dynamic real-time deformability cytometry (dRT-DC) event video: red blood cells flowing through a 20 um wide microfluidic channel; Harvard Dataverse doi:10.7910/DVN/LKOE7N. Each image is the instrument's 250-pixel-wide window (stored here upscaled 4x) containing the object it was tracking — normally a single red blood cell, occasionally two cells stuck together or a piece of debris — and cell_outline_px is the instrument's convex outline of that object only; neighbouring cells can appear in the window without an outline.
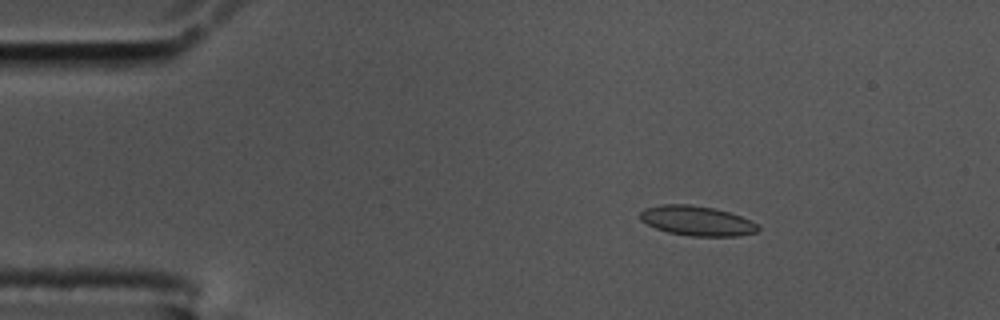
{"species": "common noctule bat (a hibernating species)", "species_latin": "Nyctalus noctula", "temperature_condition": "cold", "stored_images_in_passage": 58, "camera_frame_rate_fps": 3000, "um_per_image_px": 0.085, "animal": {"sex": "male", "body_mass_g": 17.5, "forearm_length_mm": 52.3}, "frame": {"image": 1, "passage_image": 9, "time_ms": 2.667, "image_size_px": [1000, 320], "cell_outline_px": [[760, 228], [756, 232], [736, 236], [692, 236], [668, 232], [656, 228], [640, 220], [640, 212], [644, 208], [660, 204], [688, 204], [712, 208], [728, 212], [740, 216], [756, 224]], "centroid_in_image_um": [59.19, 18.76], "position_along_channel_um": 25.8, "area_um2": 20.23}}
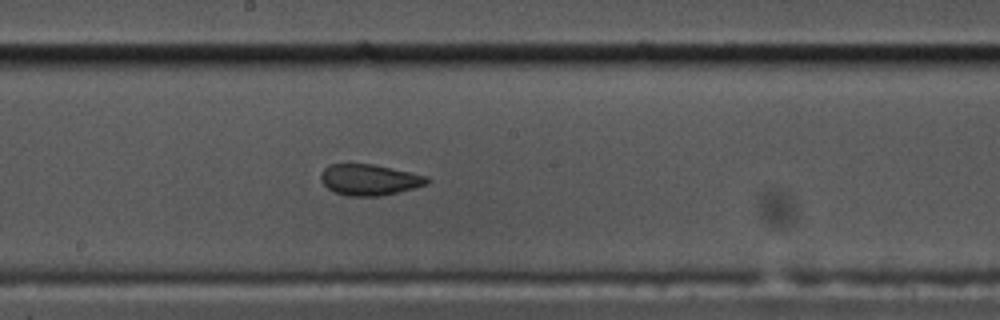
{"frame": {"image": 2, "passage_image": 31, "time_ms": 10.0, "image_size_px": [1000, 320], "cell_outline_px": [[428, 184], [380, 196], [348, 196], [336, 192], [328, 188], [320, 180], [320, 172], [328, 164], [372, 164], [392, 168], [428, 176]], "centroid_in_image_um": [31.36, 15.27], "position_along_channel_um": 216.8, "area_um2": 19.07}}
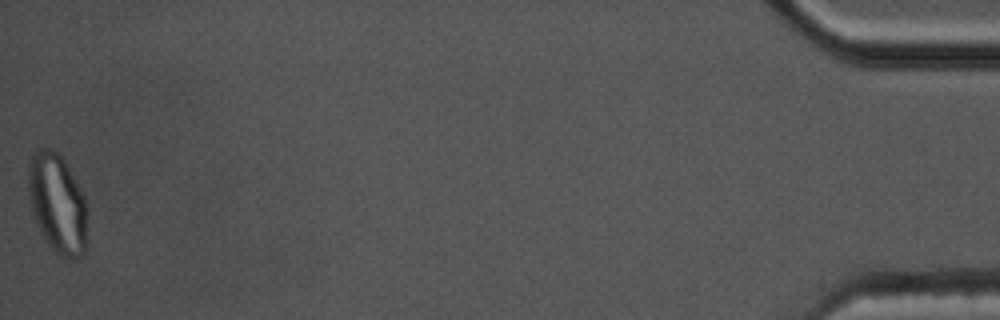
{"frame": {"image": 3, "passage_image": 58, "time_ms": 19.0, "image_size_px": [1000, 320], "cell_outline_px": [[88, 240], [84, 256], [76, 260], [68, 260], [56, 252], [52, 248], [44, 236], [32, 212], [28, 192], [28, 164], [36, 148], [52, 148], [64, 160], [84, 196]], "centroid_in_image_um": [4.9, 17.33], "position_along_channel_um": 430.3, "area_um2": 34.28}, "authors_computed_cell_mechanics": {"area_um2": 20.2011, "velocity_mm_per_s": 3.4546, "shape_relaxation_time_tau1_ms": null, "shape_relaxation_time_tau2_ms": 1.2481, "deformation_change_tau1": null, "deformation_change_tau2": 0.0589}}